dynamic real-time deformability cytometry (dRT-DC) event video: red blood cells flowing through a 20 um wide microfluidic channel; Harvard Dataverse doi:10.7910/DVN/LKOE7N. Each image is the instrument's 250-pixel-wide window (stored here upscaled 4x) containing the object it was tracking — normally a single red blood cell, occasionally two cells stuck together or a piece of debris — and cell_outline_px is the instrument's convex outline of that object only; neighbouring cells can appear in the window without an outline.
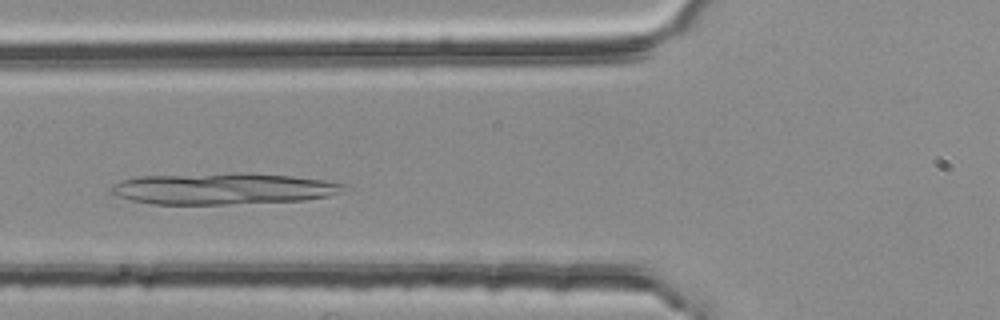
{"species": "common noctule bat (a hibernating species)", "species_latin": "Nyctalus noctula", "temperature_condition": "room temperature", "stored_images_in_passage": 39, "camera_frame_rate_fps": 3000, "um_per_image_px": 0.085, "animal": {"sex": "female", "body_mass_g": 25.1}, "frame": {"image": 1, "passage_image": 13, "time_ms": 4.0, "image_size_px": [1000, 320], "cell_outline_px": [[348, 184], [340, 192], [328, 196], [304, 200], [228, 204], [152, 204], [132, 200], [120, 196], [112, 192], [112, 188], [120, 180], [140, 176], [232, 172], [244, 172], [292, 176], [324, 180]], "centroid_in_image_um": [19.0, 16.02], "position_along_channel_um": 106.8, "area_um2": 42.54}}
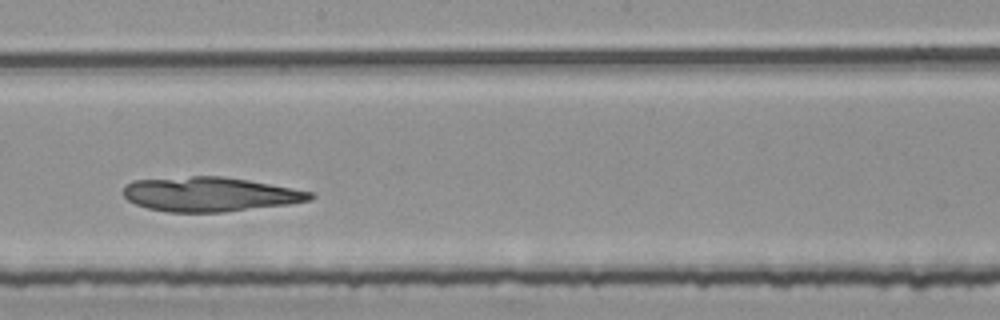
{"frame": {"image": 2, "passage_image": 23, "time_ms": 7.333, "image_size_px": [1000, 320], "cell_outline_px": [[316, 196], [312, 200], [288, 204], [224, 212], [168, 212], [148, 208], [136, 204], [128, 200], [124, 196], [124, 184], [132, 180], [192, 176], [220, 176], [248, 180], [292, 188], [312, 192]], "centroid_in_image_um": [17.83, 16.51], "position_along_channel_um": 230.4, "area_um2": 37.45}}
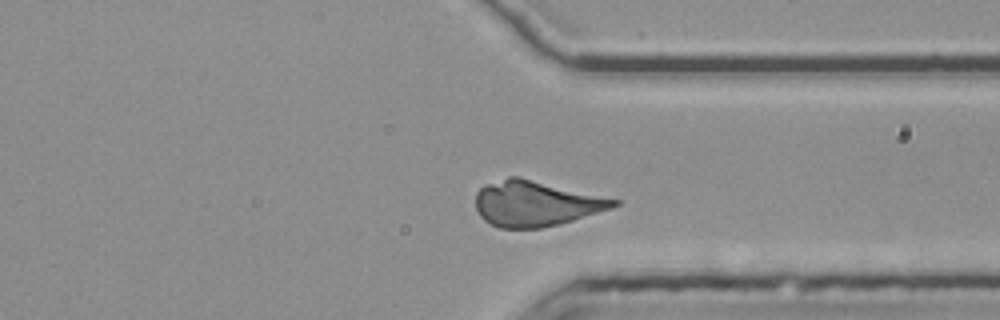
{"frame": {"image": 3, "passage_image": 34, "time_ms": 11.0, "image_size_px": [1000, 320], "cell_outline_px": [[620, 204], [612, 208], [560, 224], [540, 228], [500, 228], [484, 220], [480, 216], [476, 208], [476, 192], [484, 184], [508, 176], [520, 176], [620, 200]], "centroid_in_image_um": [45.53, 17.28], "position_along_channel_um": 365.9, "area_um2": 36.76}}